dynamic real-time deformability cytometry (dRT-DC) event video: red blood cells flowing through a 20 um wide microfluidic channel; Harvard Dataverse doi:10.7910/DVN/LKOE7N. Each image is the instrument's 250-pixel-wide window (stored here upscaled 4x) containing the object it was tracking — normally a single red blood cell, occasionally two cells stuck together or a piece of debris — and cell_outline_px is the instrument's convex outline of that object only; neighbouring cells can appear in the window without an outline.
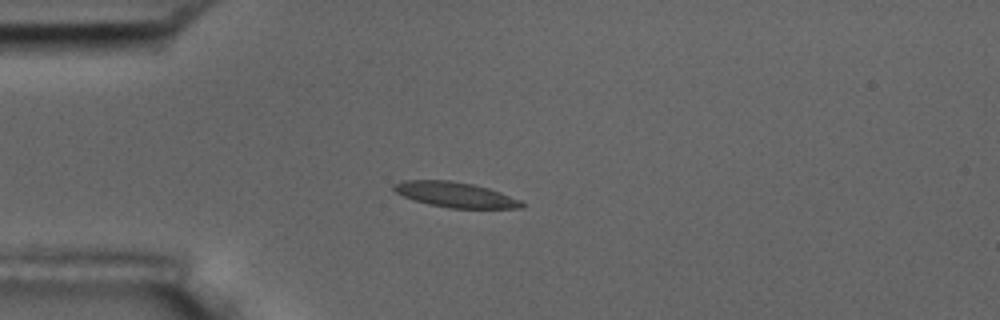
{"species": "common noctule bat (a hibernating species)", "species_latin": "Nyctalus noctula", "temperature_condition": "room temperature", "stored_images_in_passage": 43, "camera_frame_rate_fps": 3000, "um_per_image_px": 0.085, "animal": {"sex": "male", "body_mass_g": 17.5, "forearm_length_mm": 52.3}, "frame": {"image": 1, "passage_image": 1, "time_ms": 0.0, "image_size_px": [1000, 320], "cell_outline_px": [[524, 208], [448, 208], [428, 204], [412, 200], [396, 192], [392, 188], [392, 184], [404, 180], [452, 180], [472, 184], [488, 188], [500, 192], [520, 200], [524, 204]], "centroid_in_image_um": [38.67, 16.54], "position_along_channel_um": 46.3, "area_um2": 18.84}}
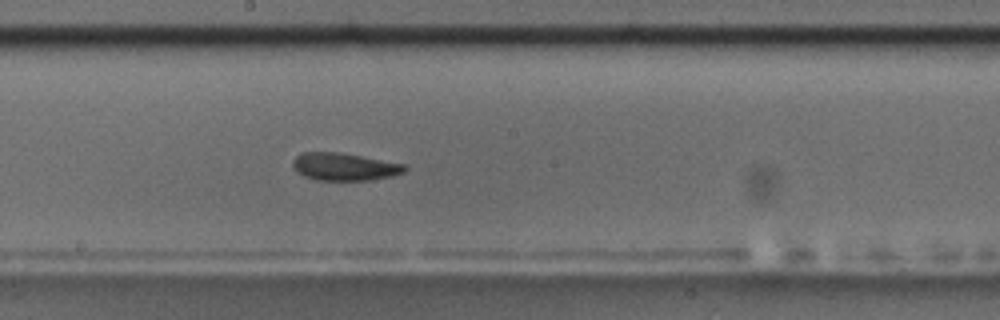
{"frame": {"image": 2, "passage_image": 17, "time_ms": 5.333, "image_size_px": [1000, 320], "cell_outline_px": [[408, 168], [404, 172], [392, 176], [368, 180], [316, 180], [304, 176], [296, 172], [292, 164], [292, 160], [296, 156], [304, 152], [340, 152], [408, 164]], "centroid_in_image_um": [29.29, 14.16], "position_along_channel_um": 218.9, "area_um2": 18.21}}
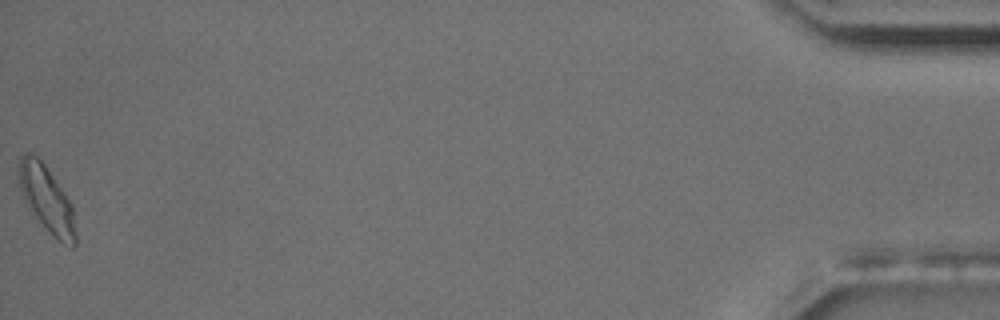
{"frame": {"image": 3, "passage_image": 43, "time_ms": 14.0, "image_size_px": [1000, 320], "cell_outline_px": [[76, 244], [72, 248], [56, 240], [52, 236], [28, 208], [20, 188], [16, 176], [16, 168], [20, 156], [24, 152], [32, 152], [44, 164], [72, 204], [76, 232]], "centroid_in_image_um": [3.93, 16.91], "position_along_channel_um": 431.3, "area_um2": 22.25}, "authors_computed_cell_mechanics": {"area_um2": 18.3226, "velocity_mm_per_s": 3.5699, "shape_relaxation_time_tau1_ms": 7.7155, "shape_relaxation_time_tau2_ms": 5.2306, "deformation_change_tau1": 0.1496, "deformation_change_tau2": 0.0965}}